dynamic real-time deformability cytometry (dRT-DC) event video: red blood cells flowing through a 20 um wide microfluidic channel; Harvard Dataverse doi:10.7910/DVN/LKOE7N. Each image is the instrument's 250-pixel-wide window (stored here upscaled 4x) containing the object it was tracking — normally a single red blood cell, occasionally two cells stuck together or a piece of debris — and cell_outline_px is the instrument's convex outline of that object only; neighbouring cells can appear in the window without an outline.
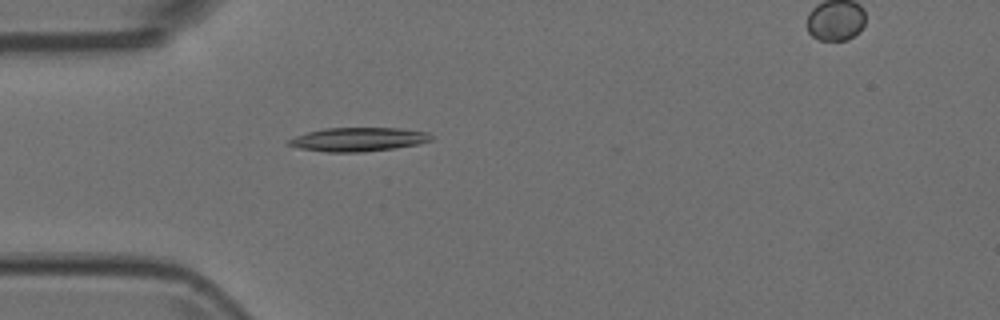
{"species": "Egyptian fruit bat (a non-hibernating species)", "species_latin": "Rousettus aegyptiacus", "temperature_condition": "room temperature", "stored_images_in_passage": 4, "camera_frame_rate_fps": 3000, "um_per_image_px": 0.085, "animal": {"sex": "female"}, "frame": {"image": 1, "passage_image": 4, "time_ms": 1.0, "image_size_px": [1000, 320], "cell_outline_px": [[432, 140], [416, 144], [392, 148], [360, 152], [328, 152], [300, 148], [288, 144], [288, 140], [296, 136], [308, 132], [324, 128], [404, 128], [428, 132], [432, 136]], "centroid_in_image_um": [30.48, 11.84], "position_along_channel_um": 54.5, "area_um2": 19.54}}